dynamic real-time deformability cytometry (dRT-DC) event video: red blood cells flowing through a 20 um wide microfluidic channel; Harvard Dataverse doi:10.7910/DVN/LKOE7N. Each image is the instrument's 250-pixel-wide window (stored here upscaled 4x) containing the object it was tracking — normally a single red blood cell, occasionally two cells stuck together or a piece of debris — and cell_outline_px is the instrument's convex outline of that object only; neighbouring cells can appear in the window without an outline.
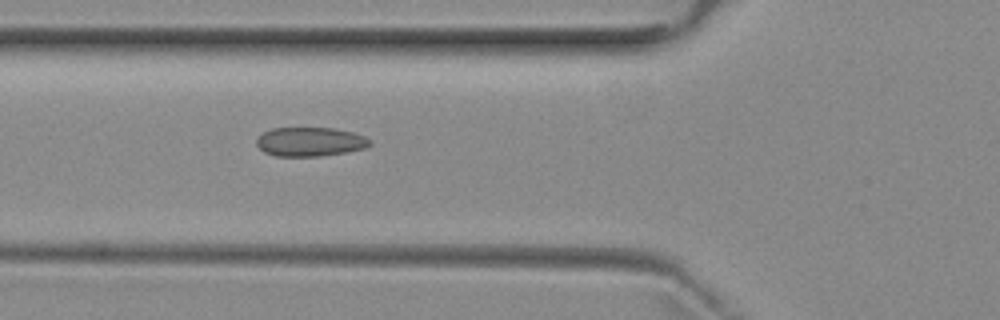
{"species": "common noctule bat (a hibernating species)", "species_latin": "Nyctalus noctula", "temperature_condition": "room temperature", "stored_images_in_passage": 6, "camera_frame_rate_fps": 3000, "um_per_image_px": 0.085, "animal": {"sex": "female", "body_mass_g": 29.2, "forearm_length_mm": 56.3}, "frame": {"image": 1, "passage_image": 6, "time_ms": 5.667, "image_size_px": [1000, 320], "cell_outline_px": [[372, 144], [364, 148], [344, 152], [320, 156], [276, 156], [264, 152], [256, 144], [256, 140], [264, 132], [272, 128], [332, 128], [352, 132], [364, 136], [372, 140]], "centroid_in_image_um": [26.36, 12.05], "position_along_channel_um": 99.4, "area_um2": 19.07}}